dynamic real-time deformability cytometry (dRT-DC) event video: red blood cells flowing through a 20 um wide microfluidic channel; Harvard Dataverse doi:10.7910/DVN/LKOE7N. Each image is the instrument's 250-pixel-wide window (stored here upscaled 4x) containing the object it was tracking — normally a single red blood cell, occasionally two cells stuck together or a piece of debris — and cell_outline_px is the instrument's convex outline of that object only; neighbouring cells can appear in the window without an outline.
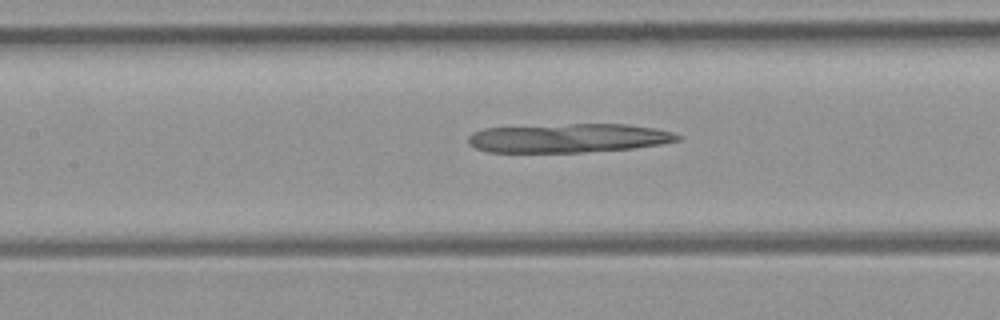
{"species": "common noctule bat (a hibernating species)", "species_latin": "Nyctalus noctula", "temperature_condition": "room temperature", "stored_images_in_passage": 34, "camera_frame_rate_fps": 3000, "um_per_image_px": 0.085, "animal": {"sex": "female", "body_mass_g": 21.9}, "frame": {"image": 1, "passage_image": 9, "time_ms": 2.667, "image_size_px": [1000, 320], "cell_outline_px": [[680, 140], [660, 144], [632, 148], [584, 152], [488, 152], [476, 148], [468, 144], [468, 136], [472, 132], [484, 128], [568, 124], [628, 124], [656, 128], [672, 132], [680, 136]], "centroid_in_image_um": [48.3, 11.73], "position_along_channel_um": 159.1, "area_um2": 35.32}}
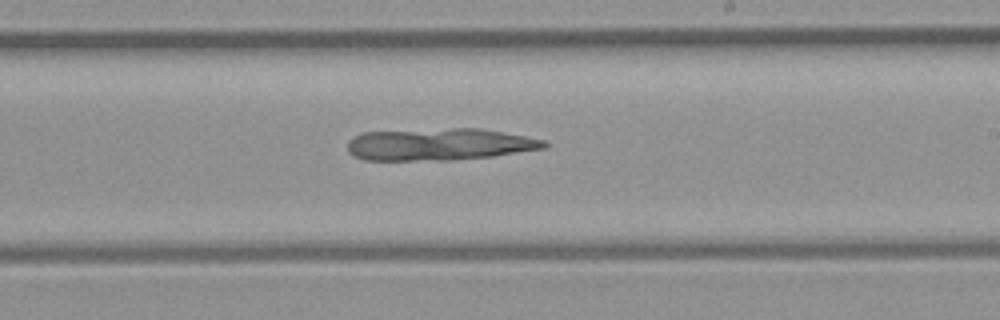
{"frame": {"image": 2, "passage_image": 16, "time_ms": 5.0, "image_size_px": [1000, 320], "cell_outline_px": [[548, 148], [492, 156], [452, 160], [364, 160], [352, 156], [348, 152], [348, 140], [364, 132], [452, 128], [480, 128], [524, 136], [544, 140], [548, 144]], "centroid_in_image_um": [37.34, 12.27], "position_along_channel_um": 251.7, "area_um2": 36.76}}
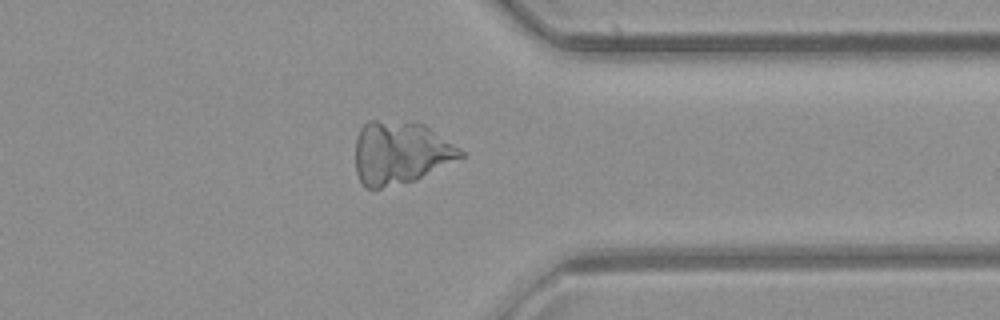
{"frame": {"image": 3, "passage_image": 26, "time_ms": 8.333, "image_size_px": [1000, 320], "cell_outline_px": [[464, 156], [416, 180], [380, 188], [368, 188], [360, 180], [356, 172], [356, 140], [360, 128], [368, 120], [376, 120], [424, 124], [464, 152]], "centroid_in_image_um": [34.01, 12.99], "position_along_channel_um": 377.4, "area_um2": 37.97}}